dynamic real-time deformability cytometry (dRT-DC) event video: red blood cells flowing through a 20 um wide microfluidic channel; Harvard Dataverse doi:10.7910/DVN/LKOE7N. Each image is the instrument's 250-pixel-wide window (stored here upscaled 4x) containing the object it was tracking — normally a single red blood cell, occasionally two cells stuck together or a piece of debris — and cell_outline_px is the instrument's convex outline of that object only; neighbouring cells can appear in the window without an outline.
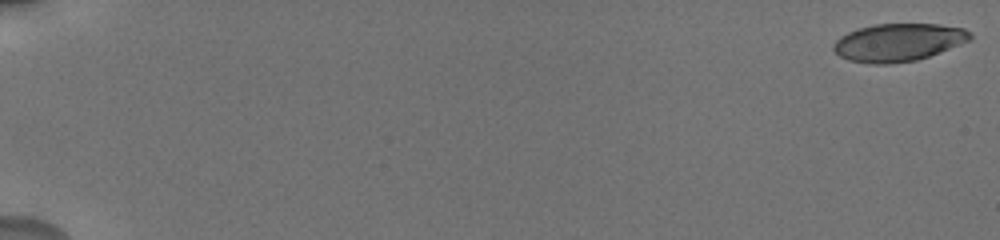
{"species": "human", "species_latin": "Homo sapiens", "temperature_condition": "cold", "stored_images_in_passage": 22, "camera_frame_rate_fps": 3000, "um_per_image_px": 0.085, "donor": {"sex": "male"}, "frame": {"image": 1, "passage_image": 1, "time_ms": 0.0, "image_size_px": [1000, 240], "cell_outline_px": [[972, 40], [940, 52], [916, 60], [888, 64], [872, 64], [848, 60], [840, 56], [832, 48], [832, 44], [840, 36], [856, 28], [876, 24], [940, 24], [964, 28], [972, 32]], "centroid_in_image_um": [76.37, 3.59], "position_along_channel_um": 8.6, "area_um2": 30.29}}
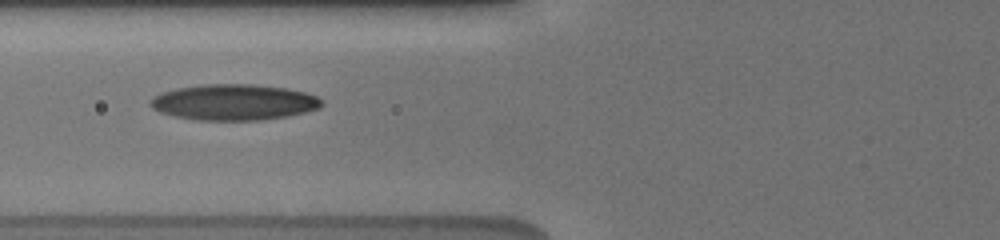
{"frame": {"image": 2, "passage_image": 18, "time_ms": 8.0, "image_size_px": [1000, 240], "cell_outline_px": [[324, 104], [320, 108], [288, 116], [260, 120], [196, 120], [176, 116], [160, 112], [152, 108], [148, 104], [148, 100], [152, 96], [160, 92], [176, 88], [204, 84], [252, 84], [284, 88], [304, 92], [316, 96], [324, 100]], "centroid_in_image_um": [19.85, 8.68], "position_along_channel_um": 106.0, "area_um2": 36.07}}
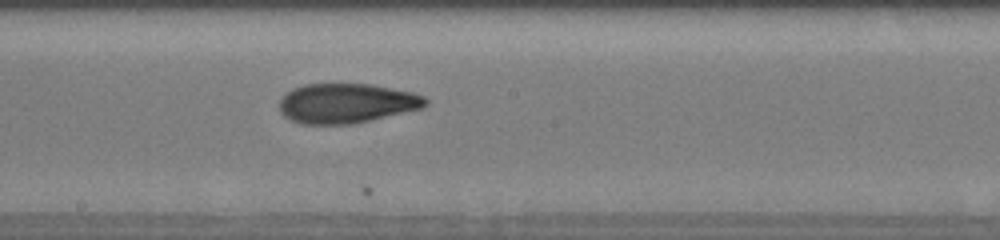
{"frame": {"image": 3, "passage_image": 22, "time_ms": 11.0, "image_size_px": [1000, 240], "cell_outline_px": [[428, 104], [424, 108], [352, 124], [300, 124], [284, 116], [280, 112], [280, 100], [292, 88], [304, 84], [372, 84], [412, 92], [424, 96], [428, 100]], "centroid_in_image_um": [29.48, 8.78], "position_along_channel_um": 218.7, "area_um2": 33.87}}